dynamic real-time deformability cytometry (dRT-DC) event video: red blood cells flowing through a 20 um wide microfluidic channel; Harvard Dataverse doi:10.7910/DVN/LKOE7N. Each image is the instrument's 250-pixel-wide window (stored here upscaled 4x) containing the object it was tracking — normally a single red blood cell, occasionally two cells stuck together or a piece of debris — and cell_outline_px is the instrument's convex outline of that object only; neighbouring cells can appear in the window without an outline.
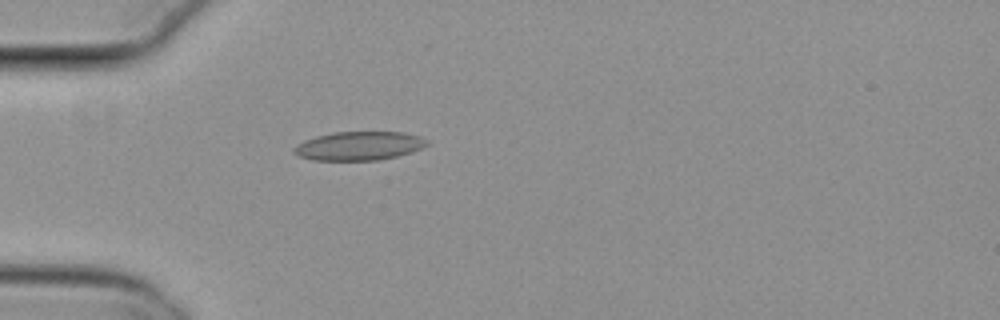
{"species": "common noctule bat (a hibernating species)", "species_latin": "Nyctalus noctula", "temperature_condition": "cold", "stored_images_in_passage": 41, "camera_frame_rate_fps": 3000, "um_per_image_px": 0.085, "animal": {"sex": "female", "body_mass_g": 29.2, "forearm_length_mm": 56.3}, "frame": {"image": 1, "passage_image": 12, "time_ms": 3.667, "image_size_px": [1000, 320], "cell_outline_px": [[428, 144], [412, 152], [380, 160], [312, 160], [296, 156], [292, 152], [292, 148], [296, 144], [304, 140], [316, 136], [332, 132], [404, 132], [420, 136], [428, 140]], "centroid_in_image_um": [30.46, 12.4], "position_along_channel_um": 54.5, "area_um2": 22.48}}
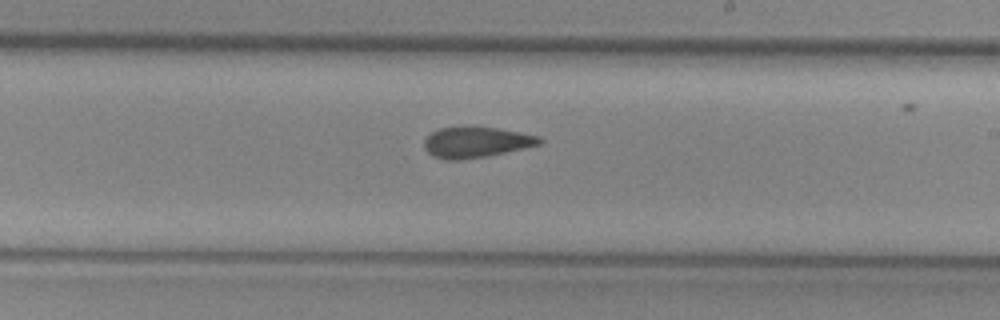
{"frame": {"image": 2, "passage_image": 28, "time_ms": 9.0, "image_size_px": [1000, 320], "cell_outline_px": [[544, 140], [540, 144], [524, 148], [488, 156], [460, 160], [444, 160], [432, 156], [424, 148], [424, 140], [432, 132], [440, 128], [472, 124], [520, 132], [540, 136]], "centroid_in_image_um": [40.45, 12.06], "position_along_channel_um": 248.5, "area_um2": 21.21}}
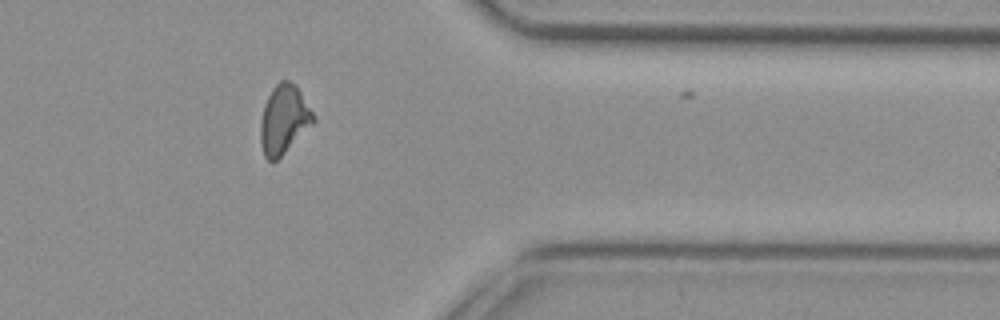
{"frame": {"image": 3, "passage_image": 40, "time_ms": 13.0, "image_size_px": [1000, 320], "cell_outline_px": [[316, 120], [272, 164], [264, 156], [260, 140], [260, 120], [264, 104], [272, 88], [280, 80], [288, 80], [296, 84], [316, 116]], "centroid_in_image_um": [24.12, 10.13], "position_along_channel_um": 387.3, "area_um2": 21.21}}